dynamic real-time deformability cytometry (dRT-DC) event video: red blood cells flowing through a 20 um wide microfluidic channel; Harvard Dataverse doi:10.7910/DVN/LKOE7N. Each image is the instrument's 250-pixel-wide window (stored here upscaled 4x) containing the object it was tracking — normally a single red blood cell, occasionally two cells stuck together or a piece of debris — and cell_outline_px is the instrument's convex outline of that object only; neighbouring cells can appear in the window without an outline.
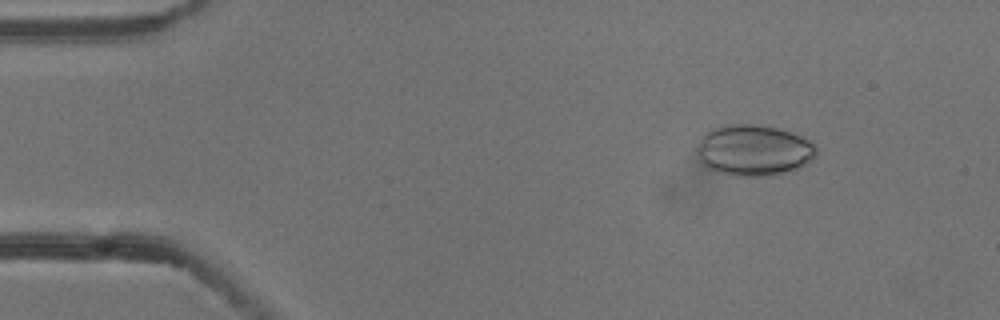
{"species": "common noctule bat (a hibernating species)", "species_latin": "Nyctalus noctula", "temperature_condition": "cold", "stored_images_in_passage": 6, "camera_frame_rate_fps": 3000, "um_per_image_px": 0.085, "animal": {"sex": "male", "body_mass_g": 13.3}, "frame": {"image": 1, "passage_image": 1, "time_ms": 0.0, "image_size_px": [1000, 320], "cell_outline_px": [[816, 152], [812, 160], [800, 168], [772, 176], [732, 176], [708, 168], [700, 164], [696, 152], [696, 148], [700, 136], [704, 132], [712, 128], [732, 124], [760, 124], [792, 132], [816, 144]], "centroid_in_image_um": [64.03, 12.78], "position_along_channel_um": 21.0, "area_um2": 36.07}}
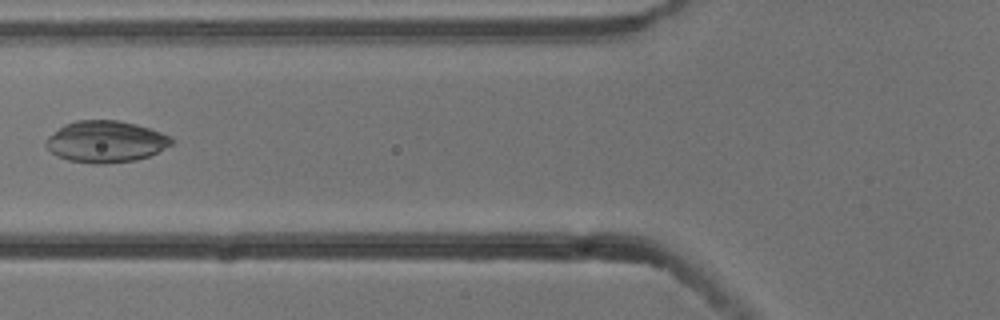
{"frame": {"image": 2, "passage_image": 5, "time_ms": 1.333, "image_size_px": [1000, 320], "cell_outline_px": [[176, 140], [172, 144], [148, 156], [136, 160], [104, 164], [92, 164], [68, 160], [56, 156], [44, 144], [48, 136], [64, 124], [76, 120], [116, 120], [136, 124], [172, 136]], "centroid_in_image_um": [8.98, 12.04], "position_along_channel_um": 116.8, "area_um2": 30.52}}
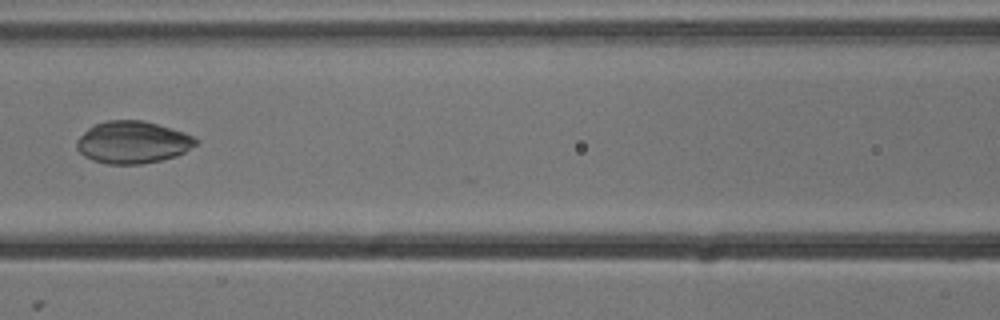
{"frame": {"image": 3, "passage_image": 6, "time_ms": 1.667, "image_size_px": [1000, 320], "cell_outline_px": [[200, 140], [196, 144], [184, 152], [176, 156], [160, 160], [140, 164], [108, 164], [92, 160], [84, 156], [76, 148], [76, 140], [92, 124], [108, 120], [144, 120], [184, 132]], "centroid_in_image_um": [11.25, 12.09], "position_along_channel_um": 155.3, "area_um2": 29.36}}